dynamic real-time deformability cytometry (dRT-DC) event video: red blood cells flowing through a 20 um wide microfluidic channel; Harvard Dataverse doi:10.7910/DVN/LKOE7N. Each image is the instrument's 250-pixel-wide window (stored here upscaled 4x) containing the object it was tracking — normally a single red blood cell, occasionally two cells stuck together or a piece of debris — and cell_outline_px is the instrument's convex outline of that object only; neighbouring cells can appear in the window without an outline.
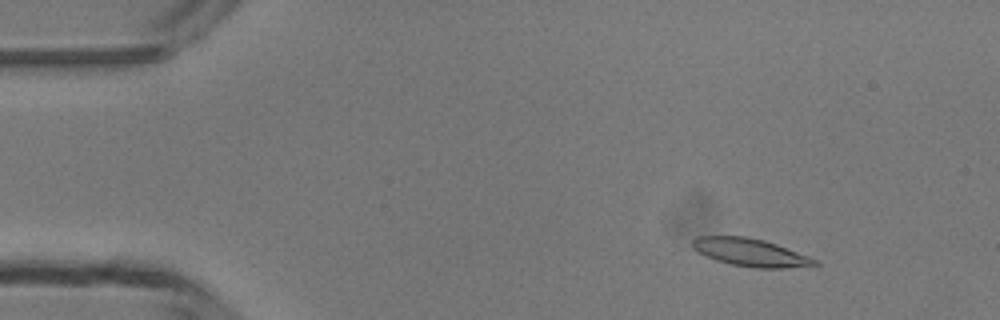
{"species": "common noctule bat (a hibernating species)", "species_latin": "Nyctalus noctula", "temperature_condition": "room temperature", "stored_images_in_passage": 5, "camera_frame_rate_fps": 3000, "um_per_image_px": 0.085, "animal": {"sex": "male", "body_mass_g": 13.3}, "frame": {"image": 1, "passage_image": 2, "time_ms": 1.333, "image_size_px": [1000, 320], "cell_outline_px": [[820, 264], [784, 268], [756, 268], [732, 264], [716, 260], [692, 248], [692, 240], [696, 236], [744, 236], [764, 240], [776, 244], [808, 256], [816, 260]], "centroid_in_image_um": [63.76, 21.44], "position_along_channel_um": 21.2, "area_um2": 19.48}}
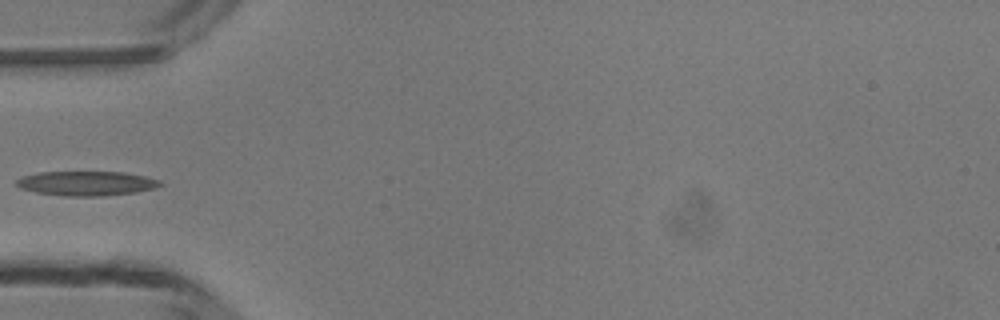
{"frame": {"image": 2, "passage_image": 5, "time_ms": 4.667, "image_size_px": [1000, 320], "cell_outline_px": [[164, 184], [156, 188], [136, 192], [100, 196], [64, 196], [36, 192], [20, 188], [16, 184], [16, 180], [20, 176], [40, 172], [124, 172], [144, 176], [160, 180]], "centroid_in_image_um": [7.35, 15.58], "position_along_channel_um": 77.6, "area_um2": 20.58}}